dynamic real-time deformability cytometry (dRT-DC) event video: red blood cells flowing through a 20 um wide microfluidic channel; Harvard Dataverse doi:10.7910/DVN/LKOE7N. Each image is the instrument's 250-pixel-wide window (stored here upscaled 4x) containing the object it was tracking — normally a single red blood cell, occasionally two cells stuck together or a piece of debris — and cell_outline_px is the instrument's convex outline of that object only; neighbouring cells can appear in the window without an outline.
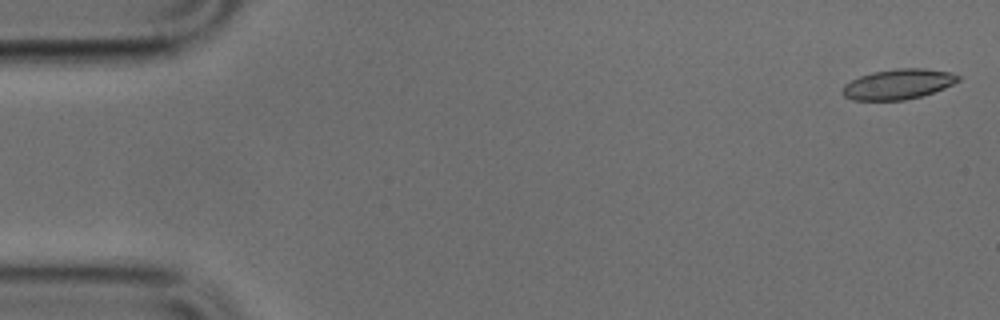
{"species": "common noctule bat (a hibernating species)", "species_latin": "Nyctalus noctula", "temperature_condition": "cold", "stored_images_in_passage": 49, "camera_frame_rate_fps": 3000, "um_per_image_px": 0.085, "animal": {"sex": "male", "body_mass_g": 17.9, "forearm_length_mm": 54.2}, "frame": {"image": 1, "passage_image": 1, "time_ms": 0.0, "image_size_px": [1000, 320], "cell_outline_px": [[960, 80], [944, 88], [920, 96], [904, 100], [852, 100], [844, 96], [840, 92], [844, 84], [860, 76], [872, 72], [896, 68], [924, 68], [948, 72], [960, 76]], "centroid_in_image_um": [76.3, 7.15], "position_along_channel_um": 8.7, "area_um2": 20.29}}
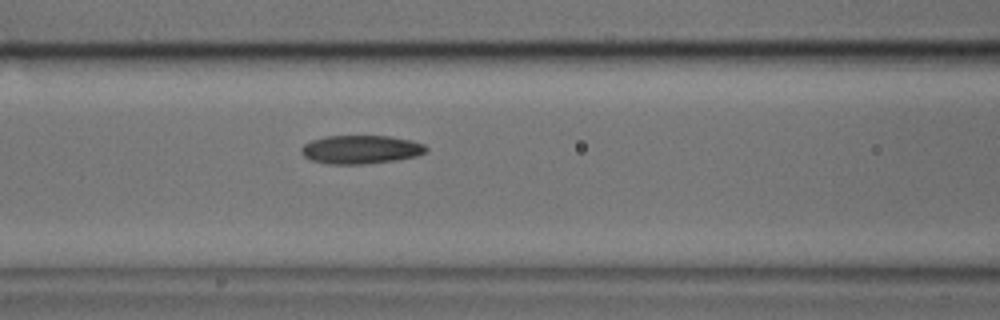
{"frame": {"image": 2, "passage_image": 20, "time_ms": 6.333, "image_size_px": [1000, 320], "cell_outline_px": [[428, 152], [416, 156], [396, 160], [368, 164], [328, 164], [312, 160], [304, 156], [300, 152], [300, 148], [304, 144], [312, 140], [324, 136], [392, 136], [412, 140], [424, 144], [428, 148]], "centroid_in_image_um": [30.69, 12.7], "position_along_channel_um": 135.9, "area_um2": 20.98}}
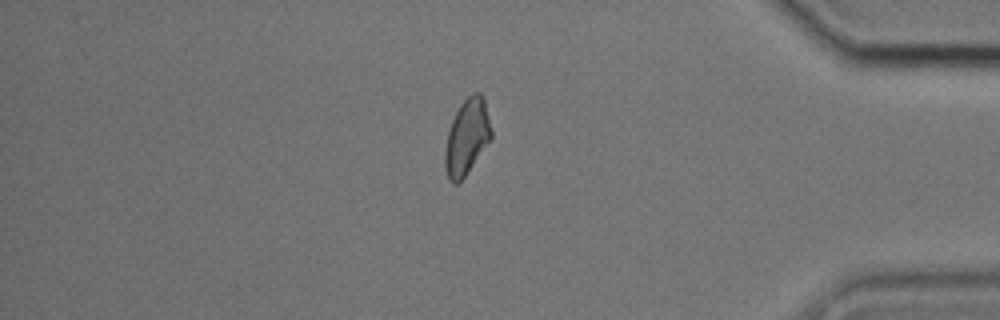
{"frame": {"image": 3, "passage_image": 42, "time_ms": 13.667, "image_size_px": [1000, 320], "cell_outline_px": [[492, 140], [464, 176], [456, 184], [452, 184], [448, 176], [444, 164], [444, 152], [448, 132], [452, 120], [460, 104], [472, 92], [480, 92], [484, 96], [492, 128]], "centroid_in_image_um": [39.72, 11.6], "position_along_channel_um": 395.5, "area_um2": 20.58}}